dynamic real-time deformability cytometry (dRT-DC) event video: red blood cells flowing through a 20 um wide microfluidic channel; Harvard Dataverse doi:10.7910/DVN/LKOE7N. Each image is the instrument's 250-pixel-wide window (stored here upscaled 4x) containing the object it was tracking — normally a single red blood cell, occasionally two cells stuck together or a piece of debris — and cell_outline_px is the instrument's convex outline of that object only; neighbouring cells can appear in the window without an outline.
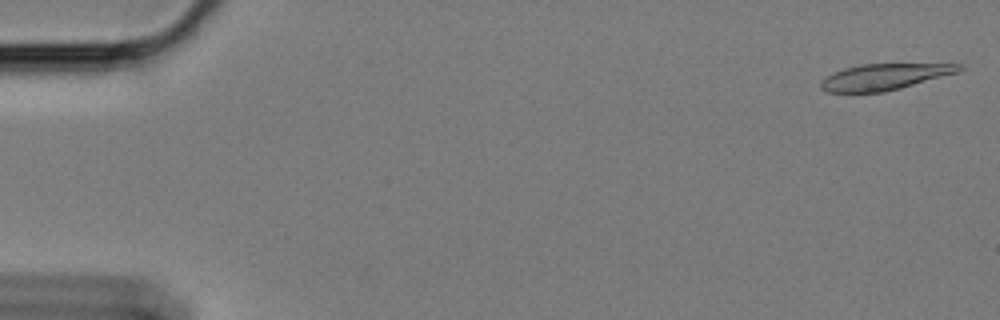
{"species": "Egyptian fruit bat (a non-hibernating species)", "species_latin": "Rousettus aegyptiacus", "temperature_condition": "cold", "stored_images_in_passage": 59, "camera_frame_rate_fps": 3000, "um_per_image_px": 0.085, "animal": {"sex": "female"}, "frame": {"image": 1, "passage_image": 2, "time_ms": 0.333, "image_size_px": [1000, 320], "cell_outline_px": [[964, 68], [960, 72], [900, 88], [884, 92], [828, 92], [820, 88], [820, 84], [832, 72], [844, 68], [860, 64], [964, 64]], "centroid_in_image_um": [75.21, 6.52], "position_along_channel_um": 9.8, "area_um2": 20.98}}
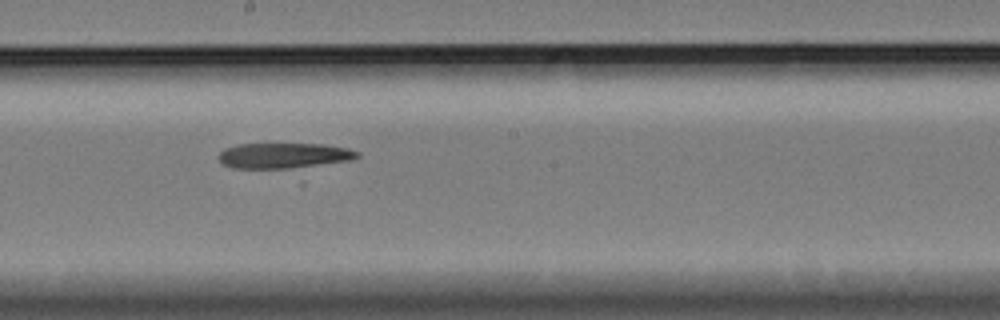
{"frame": {"image": 2, "passage_image": 33, "time_ms": 10.667, "image_size_px": [1000, 320], "cell_outline_px": [[360, 156], [348, 160], [304, 168], [232, 168], [224, 164], [220, 160], [220, 152], [224, 148], [236, 144], [324, 144], [348, 148], [360, 152]], "centroid_in_image_um": [24.15, 13.22], "position_along_channel_um": 224.0, "area_um2": 20.63}}
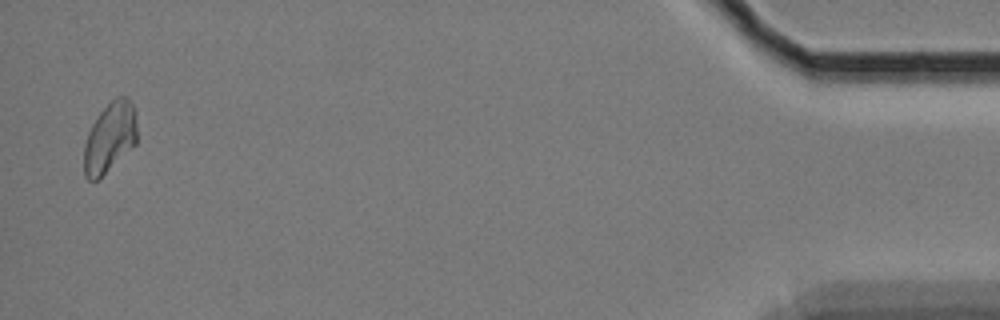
{"frame": {"image": 3, "passage_image": 58, "time_ms": 19.0, "image_size_px": [1000, 320], "cell_outline_px": [[136, 144], [96, 180], [88, 180], [84, 176], [84, 144], [88, 132], [92, 124], [100, 112], [116, 96], [128, 96], [132, 104], [136, 116]], "centroid_in_image_um": [9.33, 11.66], "position_along_channel_um": 425.9, "area_um2": 21.44}}